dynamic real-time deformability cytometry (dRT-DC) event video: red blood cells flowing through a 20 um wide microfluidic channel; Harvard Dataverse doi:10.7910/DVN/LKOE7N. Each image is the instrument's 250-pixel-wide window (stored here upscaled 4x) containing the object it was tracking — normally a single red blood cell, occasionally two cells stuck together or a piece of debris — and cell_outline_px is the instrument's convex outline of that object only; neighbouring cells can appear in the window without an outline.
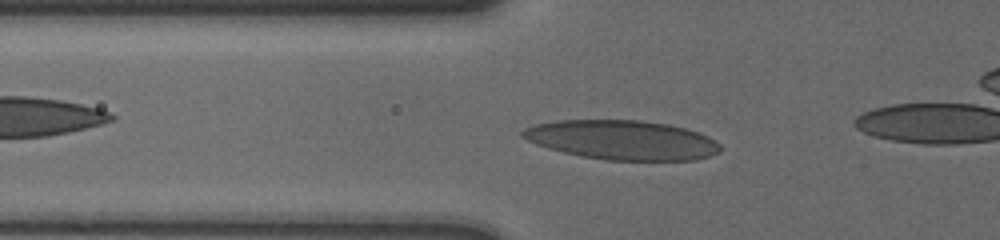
{"species": "human", "species_latin": "Homo sapiens", "temperature_condition": "cold", "stored_images_in_passage": 46, "camera_frame_rate_fps": 3000, "um_per_image_px": 0.085, "donor": {"sex": "male"}, "frame": {"image": 1, "passage_image": 15, "time_ms": 4.667, "image_size_px": [1000, 240], "cell_outline_px": [[720, 152], [696, 160], [608, 160], [580, 156], [548, 148], [536, 144], [520, 136], [520, 132], [524, 128], [536, 124], [556, 120], [640, 120], [668, 124], [684, 128], [708, 136], [720, 144]], "centroid_in_image_um": [52.86, 11.89], "position_along_channel_um": 72.9, "area_um2": 45.32}}
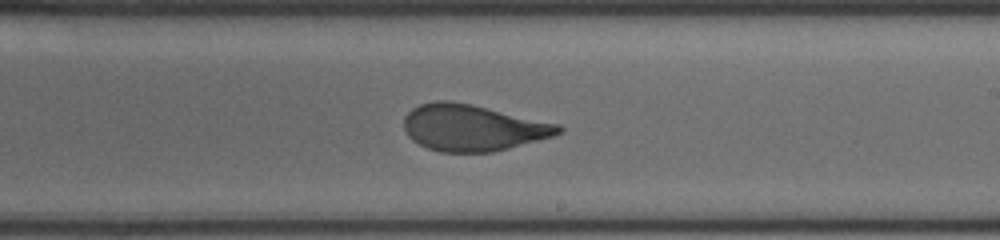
{"frame": {"image": 2, "passage_image": 30, "time_ms": 9.667, "image_size_px": [1000, 240], "cell_outline_px": [[564, 132], [552, 136], [508, 148], [492, 152], [440, 152], [428, 148], [412, 140], [408, 136], [404, 128], [404, 116], [412, 108], [420, 104], [436, 100], [452, 100], [472, 104], [560, 124], [564, 128]], "centroid_in_image_um": [40.17, 10.84], "position_along_channel_um": 248.8, "area_um2": 41.85}}
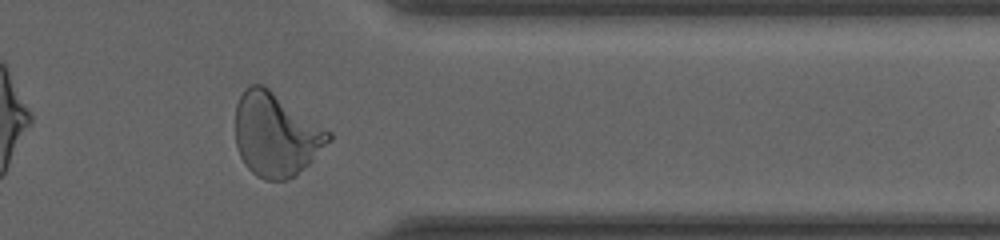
{"frame": {"image": 3, "passage_image": 42, "time_ms": 13.667, "image_size_px": [1000, 240], "cell_outline_px": [[332, 140], [296, 176], [284, 180], [264, 180], [256, 176], [244, 164], [236, 148], [236, 104], [244, 88], [252, 84], [264, 84], [332, 132]], "centroid_in_image_um": [23.45, 11.43], "position_along_channel_um": 387.9, "area_um2": 45.72}}